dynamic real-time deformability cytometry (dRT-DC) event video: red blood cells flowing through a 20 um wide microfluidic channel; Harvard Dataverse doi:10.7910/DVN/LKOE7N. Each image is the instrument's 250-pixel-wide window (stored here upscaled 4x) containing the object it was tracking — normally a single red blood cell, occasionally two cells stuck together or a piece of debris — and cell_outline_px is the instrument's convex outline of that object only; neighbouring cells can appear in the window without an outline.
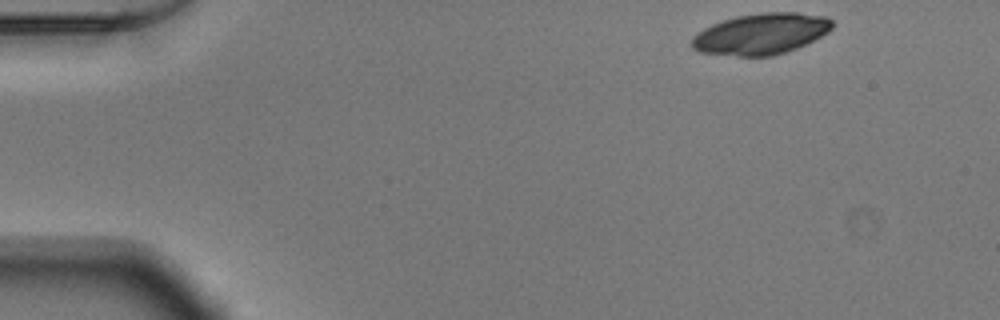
{"species": "Egyptian fruit bat (a non-hibernating species)", "species_latin": "Rousettus aegyptiacus", "temperature_condition": "warm", "stored_images_in_passage": 47, "camera_frame_rate_fps": 3000, "um_per_image_px": 0.085, "animal": {"sex": "male"}, "frame": {"image": 1, "passage_image": 1, "time_ms": 0.0, "image_size_px": [1000, 320], "cell_outline_px": [[832, 28], [828, 32], [796, 48], [772, 56], [740, 56], [700, 52], [692, 48], [692, 36], [696, 32], [712, 24], [736, 16], [760, 12], [796, 12], [828, 16], [832, 20]], "centroid_in_image_um": [64.68, 2.86], "position_along_channel_um": 20.3, "area_um2": 33.58}}
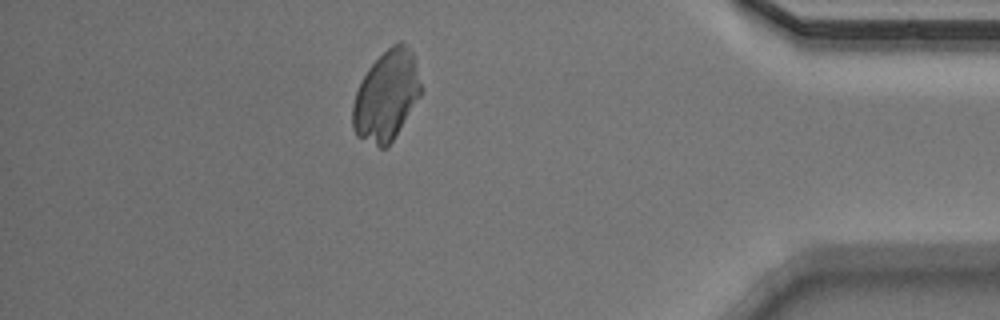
{"frame": {"image": 2, "passage_image": 41, "time_ms": 13.333, "image_size_px": [1000, 320], "cell_outline_px": [[420, 96], [392, 140], [384, 148], [380, 148], [356, 136], [352, 128], [352, 104], [356, 92], [368, 68], [392, 44], [400, 40], [404, 40], [408, 44], [412, 52], [420, 84]], "centroid_in_image_um": [32.81, 8.13], "position_along_channel_um": 402.4, "area_um2": 35.32}}